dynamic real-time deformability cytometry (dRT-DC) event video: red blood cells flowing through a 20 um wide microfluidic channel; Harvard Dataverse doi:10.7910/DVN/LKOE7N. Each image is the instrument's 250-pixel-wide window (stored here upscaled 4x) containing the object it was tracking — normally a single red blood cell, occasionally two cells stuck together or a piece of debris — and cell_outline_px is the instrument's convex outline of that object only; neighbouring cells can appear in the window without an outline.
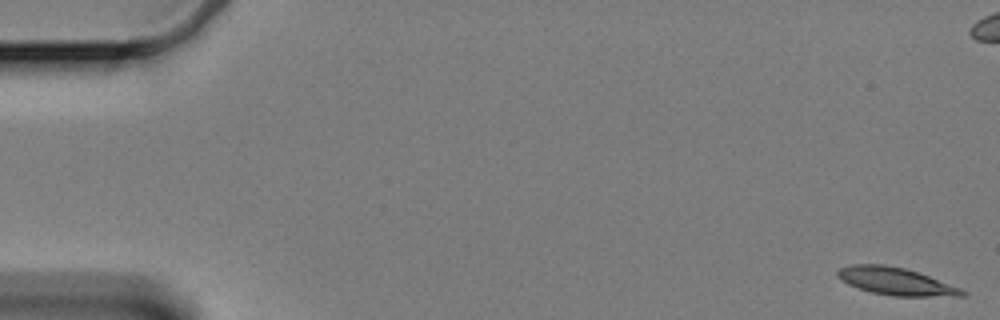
{"species": "Egyptian fruit bat (a non-hibernating species)", "species_latin": "Rousettus aegyptiacus", "temperature_condition": "cold", "stored_images_in_passage": 8, "camera_frame_rate_fps": 3000, "um_per_image_px": 0.085, "animal": {"sex": "female"}, "frame": {"image": 1, "passage_image": 1, "time_ms": 0.0, "image_size_px": [1000, 320], "cell_outline_px": [[968, 296], [892, 296], [872, 292], [848, 284], [840, 280], [836, 276], [836, 272], [840, 268], [852, 264], [884, 264], [904, 268], [928, 276], [960, 288], [968, 292]], "centroid_in_image_um": [76.13, 23.91], "position_along_channel_um": 8.9, "area_um2": 19.83}}